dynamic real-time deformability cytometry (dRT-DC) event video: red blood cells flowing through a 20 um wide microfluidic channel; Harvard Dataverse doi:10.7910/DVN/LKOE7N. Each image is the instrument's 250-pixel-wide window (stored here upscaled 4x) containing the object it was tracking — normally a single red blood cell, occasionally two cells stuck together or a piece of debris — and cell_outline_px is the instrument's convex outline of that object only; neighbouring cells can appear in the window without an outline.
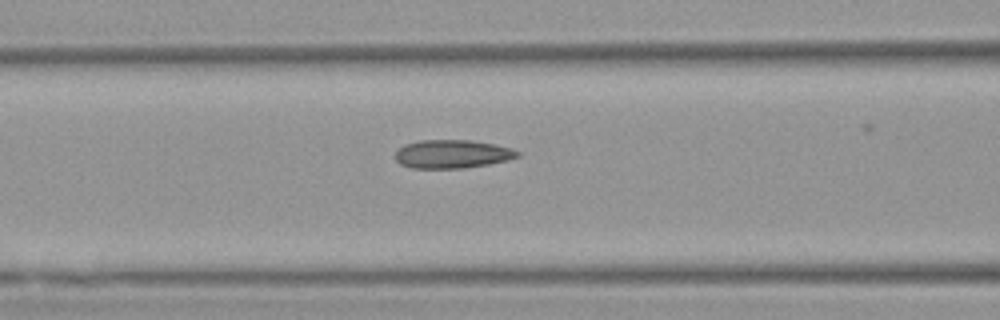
{"species": "Egyptian fruit bat (a non-hibernating species)", "species_latin": "Rousettus aegyptiacus", "temperature_condition": "warm", "stored_images_in_passage": 23, "camera_frame_rate_fps": 3000, "um_per_image_px": 0.085, "animal": {"sex": "female"}, "frame": {"image": 1, "passage_image": 3, "time_ms": 0.667, "image_size_px": [1000, 320], "cell_outline_px": [[520, 156], [508, 160], [488, 164], [464, 168], [412, 168], [400, 164], [396, 160], [396, 152], [404, 144], [420, 140], [472, 140], [512, 148], [520, 152]], "centroid_in_image_um": [38.45, 13.09], "position_along_channel_um": 128.2, "area_um2": 20.23}}
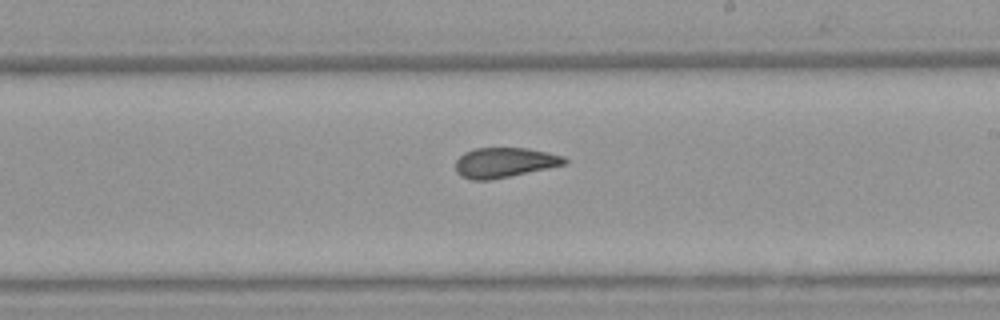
{"frame": {"image": 2, "passage_image": 12, "time_ms": 3.667, "image_size_px": [1000, 320], "cell_outline_px": [[568, 164], [488, 180], [472, 180], [460, 176], [456, 172], [456, 160], [464, 152], [476, 148], [528, 148], [548, 152], [564, 156], [568, 160]], "centroid_in_image_um": [42.89, 13.81], "position_along_channel_um": 246.1, "area_um2": 19.02}}
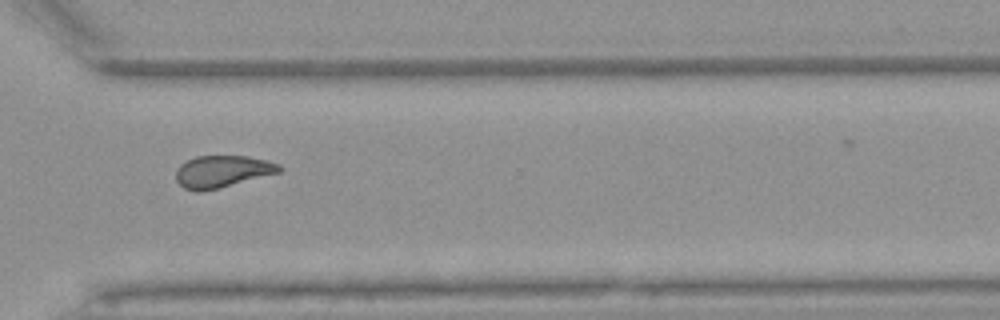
{"frame": {"image": 3, "passage_image": 20, "time_ms": 6.333, "image_size_px": [1000, 320], "cell_outline_px": [[284, 168], [280, 172], [200, 192], [196, 192], [184, 188], [176, 180], [176, 172], [180, 164], [196, 156], [248, 156], [280, 164]], "centroid_in_image_um": [18.88, 14.57], "position_along_channel_um": 351.7, "area_um2": 19.02}}